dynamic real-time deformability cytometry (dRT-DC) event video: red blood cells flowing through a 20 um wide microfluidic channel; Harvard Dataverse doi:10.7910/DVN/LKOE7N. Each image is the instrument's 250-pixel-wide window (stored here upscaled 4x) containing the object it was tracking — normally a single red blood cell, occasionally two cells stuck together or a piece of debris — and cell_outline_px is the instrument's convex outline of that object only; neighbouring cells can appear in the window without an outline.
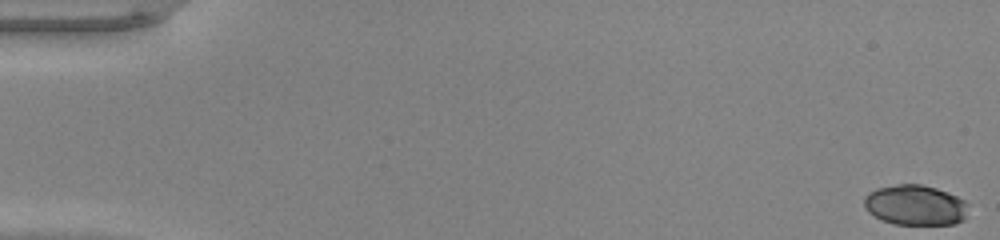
{"species": "common noctule bat (a hibernating species)", "species_latin": "Nyctalus noctula", "temperature_condition": "warm", "stored_images_in_passage": 48, "camera_frame_rate_fps": 3000, "um_per_image_px": 0.085, "animal": {"sex": "male", "body_mass_g": 20.0, "forearm_length_mm": 53.3}, "frame": {"image": 1, "passage_image": 1, "time_ms": 0.0, "image_size_px": [1000, 240], "cell_outline_px": [[968, 204], [964, 220], [956, 224], [896, 224], [880, 220], [868, 212], [864, 204], [864, 196], [868, 192], [876, 188], [900, 184], [920, 184], [936, 188], [948, 192], [964, 200]], "centroid_in_image_um": [77.79, 17.43], "position_along_channel_um": 7.2, "area_um2": 24.57}}
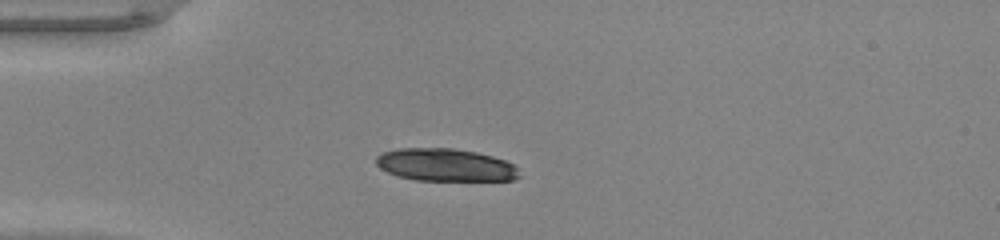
{"frame": {"image": 2, "passage_image": 14, "time_ms": 4.333, "image_size_px": [1000, 240], "cell_outline_px": [[520, 176], [516, 180], [416, 180], [400, 176], [388, 172], [380, 168], [376, 164], [376, 156], [384, 152], [400, 148], [452, 148], [476, 152], [492, 156], [504, 160], [520, 168]], "centroid_in_image_um": [37.9, 14.02], "position_along_channel_um": 47.1, "area_um2": 27.17}}